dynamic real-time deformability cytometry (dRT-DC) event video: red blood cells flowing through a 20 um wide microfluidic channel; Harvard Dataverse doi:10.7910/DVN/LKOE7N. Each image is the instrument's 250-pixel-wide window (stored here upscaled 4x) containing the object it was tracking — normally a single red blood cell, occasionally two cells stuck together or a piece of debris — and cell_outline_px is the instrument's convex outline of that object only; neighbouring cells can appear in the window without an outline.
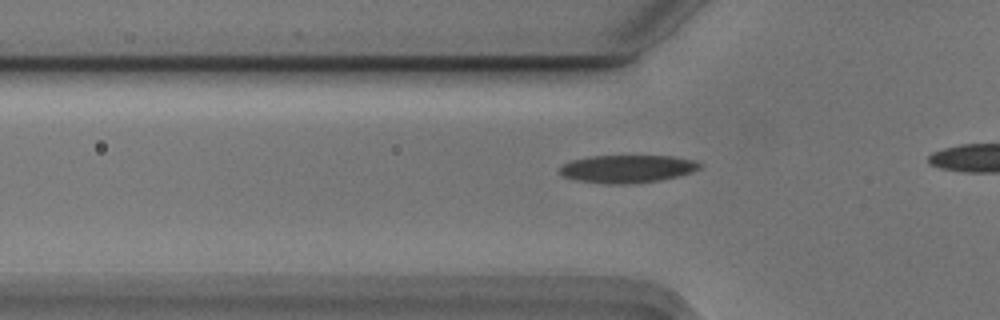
{"species": "Egyptian fruit bat (a non-hibernating species)", "species_latin": "Rousettus aegyptiacus", "temperature_condition": "cold", "stored_images_in_passage": 15, "camera_frame_rate_fps": 3000, "um_per_image_px": 0.085, "animal": {"sex": "male"}, "frame": {"image": 1, "passage_image": 9, "time_ms": 2.667, "image_size_px": [1000, 320], "cell_outline_px": [[700, 168], [692, 172], [680, 176], [660, 180], [628, 184], [608, 184], [580, 180], [564, 176], [560, 172], [560, 168], [564, 164], [572, 160], [588, 156], [672, 156], [692, 160], [700, 164]], "centroid_in_image_um": [53.34, 14.35], "position_along_channel_um": 72.5, "area_um2": 22.43}}
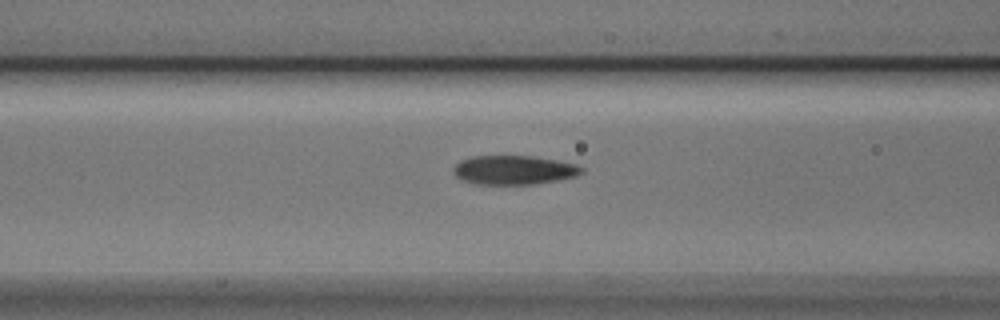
{"frame": {"image": 2, "passage_image": 13, "time_ms": 4.0, "image_size_px": [1000, 320], "cell_outline_px": [[584, 172], [576, 176], [560, 180], [536, 184], [476, 184], [464, 180], [456, 176], [452, 168], [460, 160], [472, 156], [532, 156], [556, 160], [576, 164], [584, 168]], "centroid_in_image_um": [43.71, 14.45], "position_along_channel_um": 122.9, "area_um2": 21.79}}